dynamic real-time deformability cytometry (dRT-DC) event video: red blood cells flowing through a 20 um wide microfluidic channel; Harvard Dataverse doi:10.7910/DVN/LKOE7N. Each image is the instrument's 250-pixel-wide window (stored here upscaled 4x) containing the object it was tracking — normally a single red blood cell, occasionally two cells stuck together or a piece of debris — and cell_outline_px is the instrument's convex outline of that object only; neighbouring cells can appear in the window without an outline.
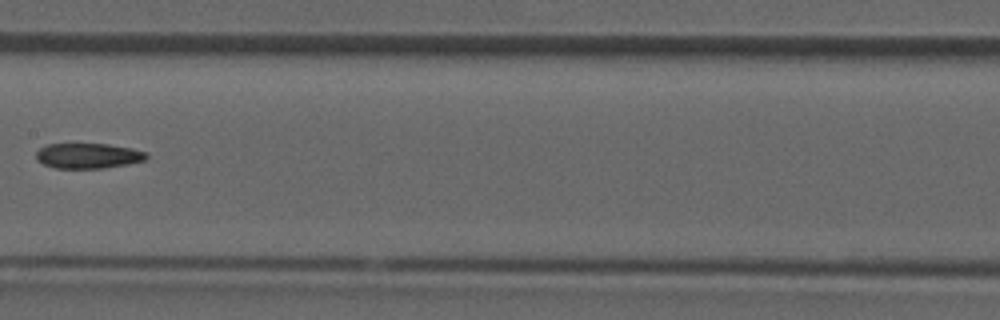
{"species": "common noctule bat (a hibernating species)", "species_latin": "Nyctalus noctula", "temperature_condition": "room temperature", "stored_images_in_passage": 32, "camera_frame_rate_fps": 3000, "um_per_image_px": 0.085, "animal": {"sex": "male", "forearm_length_mm": 52.5}, "frame": {"image": 1, "passage_image": 14, "time_ms": 4.333, "image_size_px": [1000, 320], "cell_outline_px": [[148, 156], [144, 160], [128, 164], [104, 168], [56, 168], [44, 164], [36, 160], [36, 152], [40, 148], [48, 144], [108, 144], [132, 148], [148, 152]], "centroid_in_image_um": [7.5, 13.24], "position_along_channel_um": 199.9, "area_um2": 16.24}}